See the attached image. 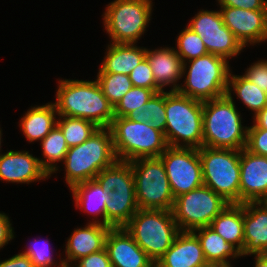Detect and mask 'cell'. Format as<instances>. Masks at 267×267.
Masks as SVG:
<instances>
[{"label":"cell","instance_id":"6da1fadb","mask_svg":"<svg viewBox=\"0 0 267 267\" xmlns=\"http://www.w3.org/2000/svg\"><path fill=\"white\" fill-rule=\"evenodd\" d=\"M56 91L54 105L58 116L87 119L98 127H110L115 117L114 106L96 79H59Z\"/></svg>","mask_w":267,"mask_h":267},{"label":"cell","instance_id":"7a4b0ae2","mask_svg":"<svg viewBox=\"0 0 267 267\" xmlns=\"http://www.w3.org/2000/svg\"><path fill=\"white\" fill-rule=\"evenodd\" d=\"M233 95L203 102V146L242 150L247 142V129L237 110Z\"/></svg>","mask_w":267,"mask_h":267},{"label":"cell","instance_id":"3957f363","mask_svg":"<svg viewBox=\"0 0 267 267\" xmlns=\"http://www.w3.org/2000/svg\"><path fill=\"white\" fill-rule=\"evenodd\" d=\"M109 127H99L86 141L70 147L64 158L65 181L69 188L95 179L117 161Z\"/></svg>","mask_w":267,"mask_h":267},{"label":"cell","instance_id":"277c9868","mask_svg":"<svg viewBox=\"0 0 267 267\" xmlns=\"http://www.w3.org/2000/svg\"><path fill=\"white\" fill-rule=\"evenodd\" d=\"M95 180L111 197L105 201V226L124 227L139 210L131 163L117 160L103 169Z\"/></svg>","mask_w":267,"mask_h":267},{"label":"cell","instance_id":"5b68a950","mask_svg":"<svg viewBox=\"0 0 267 267\" xmlns=\"http://www.w3.org/2000/svg\"><path fill=\"white\" fill-rule=\"evenodd\" d=\"M165 138L169 147L203 146V102L165 91Z\"/></svg>","mask_w":267,"mask_h":267},{"label":"cell","instance_id":"8992f818","mask_svg":"<svg viewBox=\"0 0 267 267\" xmlns=\"http://www.w3.org/2000/svg\"><path fill=\"white\" fill-rule=\"evenodd\" d=\"M230 73L227 59L207 53L183 63L182 76L186 78L177 92L201 102L222 97L227 93Z\"/></svg>","mask_w":267,"mask_h":267},{"label":"cell","instance_id":"52a82bcc","mask_svg":"<svg viewBox=\"0 0 267 267\" xmlns=\"http://www.w3.org/2000/svg\"><path fill=\"white\" fill-rule=\"evenodd\" d=\"M113 146L118 160L160 157L169 147L163 132L150 123L128 117H114L110 125Z\"/></svg>","mask_w":267,"mask_h":267},{"label":"cell","instance_id":"ba28073f","mask_svg":"<svg viewBox=\"0 0 267 267\" xmlns=\"http://www.w3.org/2000/svg\"><path fill=\"white\" fill-rule=\"evenodd\" d=\"M124 228L154 263L181 232L169 210L139 209Z\"/></svg>","mask_w":267,"mask_h":267},{"label":"cell","instance_id":"9c48e42d","mask_svg":"<svg viewBox=\"0 0 267 267\" xmlns=\"http://www.w3.org/2000/svg\"><path fill=\"white\" fill-rule=\"evenodd\" d=\"M204 185L228 203H240L241 150L199 148Z\"/></svg>","mask_w":267,"mask_h":267},{"label":"cell","instance_id":"30bf717a","mask_svg":"<svg viewBox=\"0 0 267 267\" xmlns=\"http://www.w3.org/2000/svg\"><path fill=\"white\" fill-rule=\"evenodd\" d=\"M152 4V0L111 1L102 15L110 43L136 44L150 23Z\"/></svg>","mask_w":267,"mask_h":267},{"label":"cell","instance_id":"8fae6325","mask_svg":"<svg viewBox=\"0 0 267 267\" xmlns=\"http://www.w3.org/2000/svg\"><path fill=\"white\" fill-rule=\"evenodd\" d=\"M130 163L138 208L171 211L175 198L162 160L159 157L139 158Z\"/></svg>","mask_w":267,"mask_h":267},{"label":"cell","instance_id":"7c38bea8","mask_svg":"<svg viewBox=\"0 0 267 267\" xmlns=\"http://www.w3.org/2000/svg\"><path fill=\"white\" fill-rule=\"evenodd\" d=\"M229 204L211 188L202 185L176 197L171 211L180 231H193L210 226Z\"/></svg>","mask_w":267,"mask_h":267},{"label":"cell","instance_id":"4fadbf2b","mask_svg":"<svg viewBox=\"0 0 267 267\" xmlns=\"http://www.w3.org/2000/svg\"><path fill=\"white\" fill-rule=\"evenodd\" d=\"M159 158L174 198L204 185L199 149L168 147Z\"/></svg>","mask_w":267,"mask_h":267},{"label":"cell","instance_id":"5bb4252c","mask_svg":"<svg viewBox=\"0 0 267 267\" xmlns=\"http://www.w3.org/2000/svg\"><path fill=\"white\" fill-rule=\"evenodd\" d=\"M187 26L202 38L208 53L229 60L239 56L245 48L223 23L219 10L202 9Z\"/></svg>","mask_w":267,"mask_h":267},{"label":"cell","instance_id":"9a60e30c","mask_svg":"<svg viewBox=\"0 0 267 267\" xmlns=\"http://www.w3.org/2000/svg\"><path fill=\"white\" fill-rule=\"evenodd\" d=\"M219 8L223 23L245 48L267 41V9Z\"/></svg>","mask_w":267,"mask_h":267},{"label":"cell","instance_id":"2e32d148","mask_svg":"<svg viewBox=\"0 0 267 267\" xmlns=\"http://www.w3.org/2000/svg\"><path fill=\"white\" fill-rule=\"evenodd\" d=\"M267 200V157L246 148L240 157V203Z\"/></svg>","mask_w":267,"mask_h":267},{"label":"cell","instance_id":"e0dca14e","mask_svg":"<svg viewBox=\"0 0 267 267\" xmlns=\"http://www.w3.org/2000/svg\"><path fill=\"white\" fill-rule=\"evenodd\" d=\"M105 249L112 267H153L155 265L124 227L109 230Z\"/></svg>","mask_w":267,"mask_h":267},{"label":"cell","instance_id":"ac0fdd59","mask_svg":"<svg viewBox=\"0 0 267 267\" xmlns=\"http://www.w3.org/2000/svg\"><path fill=\"white\" fill-rule=\"evenodd\" d=\"M49 174L39 163V159L29 151H13L0 155V180L11 183L37 182L49 179Z\"/></svg>","mask_w":267,"mask_h":267},{"label":"cell","instance_id":"d6986e66","mask_svg":"<svg viewBox=\"0 0 267 267\" xmlns=\"http://www.w3.org/2000/svg\"><path fill=\"white\" fill-rule=\"evenodd\" d=\"M244 249L241 257L267 254V202L243 203Z\"/></svg>","mask_w":267,"mask_h":267},{"label":"cell","instance_id":"ffe728a7","mask_svg":"<svg viewBox=\"0 0 267 267\" xmlns=\"http://www.w3.org/2000/svg\"><path fill=\"white\" fill-rule=\"evenodd\" d=\"M111 228L91 221L84 227L75 228L65 244L66 258L63 259L65 266L71 267V264L80 258L103 250L107 234Z\"/></svg>","mask_w":267,"mask_h":267},{"label":"cell","instance_id":"44dd1931","mask_svg":"<svg viewBox=\"0 0 267 267\" xmlns=\"http://www.w3.org/2000/svg\"><path fill=\"white\" fill-rule=\"evenodd\" d=\"M146 58L153 72L157 93L164 92L165 87L169 85V92H177L181 85L177 82L183 78V61L174 47H160L154 50L147 48Z\"/></svg>","mask_w":267,"mask_h":267},{"label":"cell","instance_id":"7402d4cb","mask_svg":"<svg viewBox=\"0 0 267 267\" xmlns=\"http://www.w3.org/2000/svg\"><path fill=\"white\" fill-rule=\"evenodd\" d=\"M158 267H206L203 249L192 231H181L171 247L155 263Z\"/></svg>","mask_w":267,"mask_h":267},{"label":"cell","instance_id":"603a6c76","mask_svg":"<svg viewBox=\"0 0 267 267\" xmlns=\"http://www.w3.org/2000/svg\"><path fill=\"white\" fill-rule=\"evenodd\" d=\"M98 73H121L129 75L146 57L147 48L136 44L110 43Z\"/></svg>","mask_w":267,"mask_h":267},{"label":"cell","instance_id":"cb8c5ba5","mask_svg":"<svg viewBox=\"0 0 267 267\" xmlns=\"http://www.w3.org/2000/svg\"><path fill=\"white\" fill-rule=\"evenodd\" d=\"M69 189L76 209L79 208L85 213L93 215L92 223L105 225V201L107 198H111L110 194L105 192L95 179L75 184ZM99 216L102 219H98Z\"/></svg>","mask_w":267,"mask_h":267},{"label":"cell","instance_id":"d4e9b609","mask_svg":"<svg viewBox=\"0 0 267 267\" xmlns=\"http://www.w3.org/2000/svg\"><path fill=\"white\" fill-rule=\"evenodd\" d=\"M58 112L54 103L31 106L20 120V130L28 142L42 141L57 124Z\"/></svg>","mask_w":267,"mask_h":267},{"label":"cell","instance_id":"484cf974","mask_svg":"<svg viewBox=\"0 0 267 267\" xmlns=\"http://www.w3.org/2000/svg\"><path fill=\"white\" fill-rule=\"evenodd\" d=\"M210 228L234 246L240 253L244 249L243 204L230 203L211 222Z\"/></svg>","mask_w":267,"mask_h":267},{"label":"cell","instance_id":"4316f807","mask_svg":"<svg viewBox=\"0 0 267 267\" xmlns=\"http://www.w3.org/2000/svg\"><path fill=\"white\" fill-rule=\"evenodd\" d=\"M200 241L208 264H229L230 259L241 258L240 252L209 226L192 231Z\"/></svg>","mask_w":267,"mask_h":267},{"label":"cell","instance_id":"83f0119b","mask_svg":"<svg viewBox=\"0 0 267 267\" xmlns=\"http://www.w3.org/2000/svg\"><path fill=\"white\" fill-rule=\"evenodd\" d=\"M232 93H235L238 99L254 112V116L267 106V93L244 75H234L231 71L226 94L232 95Z\"/></svg>","mask_w":267,"mask_h":267},{"label":"cell","instance_id":"f1b7e54d","mask_svg":"<svg viewBox=\"0 0 267 267\" xmlns=\"http://www.w3.org/2000/svg\"><path fill=\"white\" fill-rule=\"evenodd\" d=\"M40 142V145L42 147L41 150H43L42 155L45 159L38 157L39 163L51 177V174L56 173L57 170L59 171L57 163L64 161L69 147L66 143L62 130L57 124Z\"/></svg>","mask_w":267,"mask_h":267},{"label":"cell","instance_id":"f546056e","mask_svg":"<svg viewBox=\"0 0 267 267\" xmlns=\"http://www.w3.org/2000/svg\"><path fill=\"white\" fill-rule=\"evenodd\" d=\"M136 122L150 123L155 129L165 135L166 110H165V91L155 93L147 103L133 110L127 116Z\"/></svg>","mask_w":267,"mask_h":267},{"label":"cell","instance_id":"4dcf8cb0","mask_svg":"<svg viewBox=\"0 0 267 267\" xmlns=\"http://www.w3.org/2000/svg\"><path fill=\"white\" fill-rule=\"evenodd\" d=\"M57 125L69 148L82 144L99 128L90 120L67 116H58Z\"/></svg>","mask_w":267,"mask_h":267},{"label":"cell","instance_id":"1f68e13d","mask_svg":"<svg viewBox=\"0 0 267 267\" xmlns=\"http://www.w3.org/2000/svg\"><path fill=\"white\" fill-rule=\"evenodd\" d=\"M96 78L103 91V94L114 107L133 87L129 75L126 74L97 73Z\"/></svg>","mask_w":267,"mask_h":267},{"label":"cell","instance_id":"d6a6232c","mask_svg":"<svg viewBox=\"0 0 267 267\" xmlns=\"http://www.w3.org/2000/svg\"><path fill=\"white\" fill-rule=\"evenodd\" d=\"M178 35L176 38L177 49L174 48V50L183 63L208 53L202 38L188 26L181 30Z\"/></svg>","mask_w":267,"mask_h":267},{"label":"cell","instance_id":"836d02e7","mask_svg":"<svg viewBox=\"0 0 267 267\" xmlns=\"http://www.w3.org/2000/svg\"><path fill=\"white\" fill-rule=\"evenodd\" d=\"M155 94L152 89L133 86L114 107L115 117H127Z\"/></svg>","mask_w":267,"mask_h":267},{"label":"cell","instance_id":"e575fe53","mask_svg":"<svg viewBox=\"0 0 267 267\" xmlns=\"http://www.w3.org/2000/svg\"><path fill=\"white\" fill-rule=\"evenodd\" d=\"M50 246L48 239L46 241L34 239V242H31L29 246H27V249L21 253L26 254L35 267H54V265H58L57 267H66L62 260L63 258H60V264L55 263V260L52 257L53 253L50 251Z\"/></svg>","mask_w":267,"mask_h":267},{"label":"cell","instance_id":"d590c367","mask_svg":"<svg viewBox=\"0 0 267 267\" xmlns=\"http://www.w3.org/2000/svg\"><path fill=\"white\" fill-rule=\"evenodd\" d=\"M129 78L133 86L152 89L157 93V85L146 57L131 71Z\"/></svg>","mask_w":267,"mask_h":267},{"label":"cell","instance_id":"8d00e7d4","mask_svg":"<svg viewBox=\"0 0 267 267\" xmlns=\"http://www.w3.org/2000/svg\"><path fill=\"white\" fill-rule=\"evenodd\" d=\"M245 148L254 154L267 157V130L248 128Z\"/></svg>","mask_w":267,"mask_h":267},{"label":"cell","instance_id":"74e56055","mask_svg":"<svg viewBox=\"0 0 267 267\" xmlns=\"http://www.w3.org/2000/svg\"><path fill=\"white\" fill-rule=\"evenodd\" d=\"M243 75L267 93V60L254 62Z\"/></svg>","mask_w":267,"mask_h":267},{"label":"cell","instance_id":"f35d334b","mask_svg":"<svg viewBox=\"0 0 267 267\" xmlns=\"http://www.w3.org/2000/svg\"><path fill=\"white\" fill-rule=\"evenodd\" d=\"M71 267H112L107 250L104 248L98 252L80 258Z\"/></svg>","mask_w":267,"mask_h":267},{"label":"cell","instance_id":"ab89813d","mask_svg":"<svg viewBox=\"0 0 267 267\" xmlns=\"http://www.w3.org/2000/svg\"><path fill=\"white\" fill-rule=\"evenodd\" d=\"M220 6L247 10L267 9V0H217Z\"/></svg>","mask_w":267,"mask_h":267},{"label":"cell","instance_id":"60d3db41","mask_svg":"<svg viewBox=\"0 0 267 267\" xmlns=\"http://www.w3.org/2000/svg\"><path fill=\"white\" fill-rule=\"evenodd\" d=\"M10 218L7 214L0 212V249L14 239V227L10 223Z\"/></svg>","mask_w":267,"mask_h":267},{"label":"cell","instance_id":"b9f144b4","mask_svg":"<svg viewBox=\"0 0 267 267\" xmlns=\"http://www.w3.org/2000/svg\"><path fill=\"white\" fill-rule=\"evenodd\" d=\"M0 267H35L31 259L24 253H18L11 258L0 261Z\"/></svg>","mask_w":267,"mask_h":267},{"label":"cell","instance_id":"7bdbcfd3","mask_svg":"<svg viewBox=\"0 0 267 267\" xmlns=\"http://www.w3.org/2000/svg\"><path fill=\"white\" fill-rule=\"evenodd\" d=\"M253 125L248 128H260L267 130V106L253 116Z\"/></svg>","mask_w":267,"mask_h":267},{"label":"cell","instance_id":"ee69618b","mask_svg":"<svg viewBox=\"0 0 267 267\" xmlns=\"http://www.w3.org/2000/svg\"><path fill=\"white\" fill-rule=\"evenodd\" d=\"M255 267H267V254H254Z\"/></svg>","mask_w":267,"mask_h":267},{"label":"cell","instance_id":"f6af8a7d","mask_svg":"<svg viewBox=\"0 0 267 267\" xmlns=\"http://www.w3.org/2000/svg\"><path fill=\"white\" fill-rule=\"evenodd\" d=\"M206 267H233V265L231 263H229V264H209Z\"/></svg>","mask_w":267,"mask_h":267},{"label":"cell","instance_id":"bcb514c9","mask_svg":"<svg viewBox=\"0 0 267 267\" xmlns=\"http://www.w3.org/2000/svg\"><path fill=\"white\" fill-rule=\"evenodd\" d=\"M1 139H2V129L0 128V152H2V151H1V149H2V148H1V146H2V145H1V141H2ZM1 154H2V153H0V155H1Z\"/></svg>","mask_w":267,"mask_h":267}]
</instances>
